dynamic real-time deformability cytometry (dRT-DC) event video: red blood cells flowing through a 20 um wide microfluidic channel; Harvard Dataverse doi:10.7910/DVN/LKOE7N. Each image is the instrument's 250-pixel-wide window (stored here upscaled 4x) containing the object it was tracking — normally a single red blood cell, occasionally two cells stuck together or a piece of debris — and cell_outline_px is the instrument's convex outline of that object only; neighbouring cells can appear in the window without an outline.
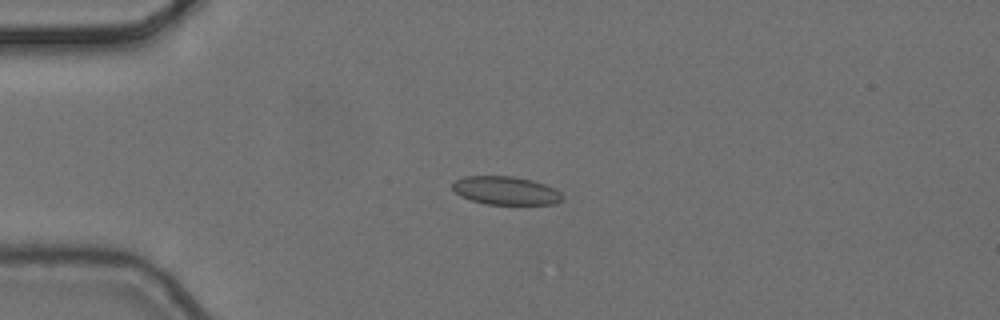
{"species": "common noctule bat (a hibernating species)", "species_latin": "Nyctalus noctula", "temperature_condition": "cold", "stored_images_in_passage": 6, "camera_frame_rate_fps": 3000, "um_per_image_px": 0.085, "animal": {"sex": "female", "body_mass_g": 24.6, "forearm_length_mm": 56.2}, "frame": {"image": 1, "passage_image": 4, "time_ms": 1.0, "image_size_px": [1000, 320], "cell_outline_px": [[564, 196], [556, 204], [488, 204], [472, 200], [460, 196], [452, 188], [452, 184], [456, 180], [464, 176], [512, 176], [532, 180], [544, 184], [560, 192]], "centroid_in_image_um": [42.98, 16.19], "position_along_channel_um": 42.0, "area_um2": 17.98}}
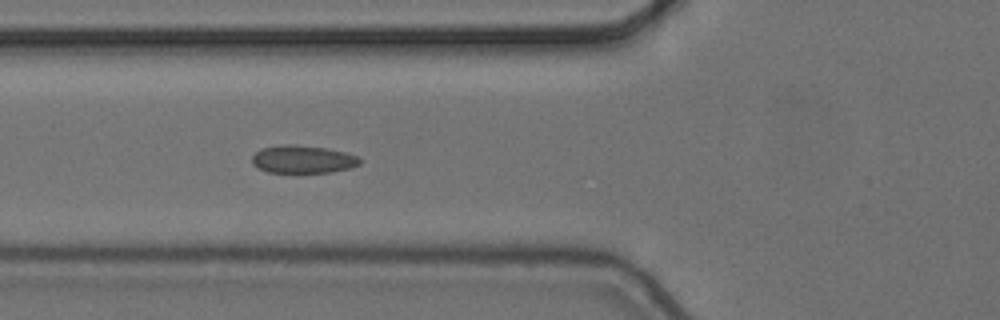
{"frame": {"image": 2, "passage_image": 6, "time_ms": 1.667, "image_size_px": [1000, 320], "cell_outline_px": [[360, 164], [352, 168], [332, 172], [268, 172], [256, 168], [252, 164], [252, 156], [260, 148], [284, 144], [296, 144], [324, 148], [344, 152], [356, 156], [360, 160]], "centroid_in_image_um": [25.7, 13.54], "position_along_channel_um": 100.1, "area_um2": 17.51}}